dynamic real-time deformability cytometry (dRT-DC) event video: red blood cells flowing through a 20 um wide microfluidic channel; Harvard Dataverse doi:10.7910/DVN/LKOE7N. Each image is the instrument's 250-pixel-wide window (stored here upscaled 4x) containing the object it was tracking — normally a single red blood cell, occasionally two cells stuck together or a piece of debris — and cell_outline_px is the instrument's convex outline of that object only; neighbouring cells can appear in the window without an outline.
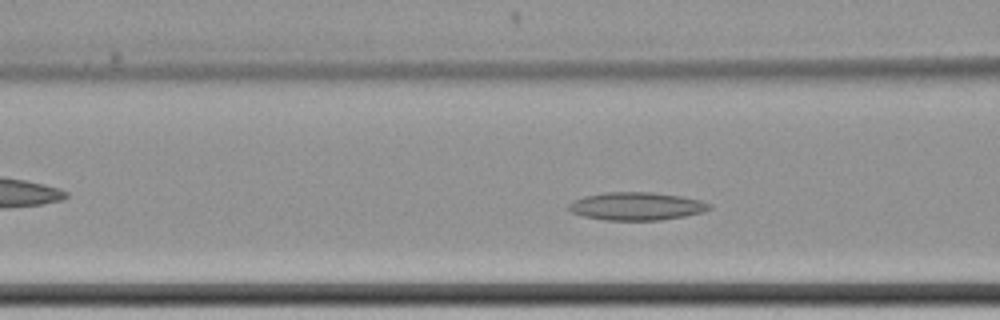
{"species": "common noctule bat (a hibernating species)", "species_latin": "Nyctalus noctula", "temperature_condition": "cold", "stored_images_in_passage": 43, "camera_frame_rate_fps": 3000, "um_per_image_px": 0.085, "animal": {"sex": "female", "body_mass_g": 22.7, "forearm_length_mm": 54.2}, "frame": {"image": 1, "passage_image": 16, "time_ms": 5.0, "image_size_px": [1000, 320], "cell_outline_px": [[712, 208], [704, 212], [684, 216], [660, 220], [604, 220], [584, 216], [572, 212], [568, 208], [568, 204], [572, 200], [584, 196], [604, 192], [652, 192], [680, 196], [700, 200], [712, 204]], "centroid_in_image_um": [54.11, 17.52], "position_along_channel_um": 112.5, "area_um2": 23.0}}
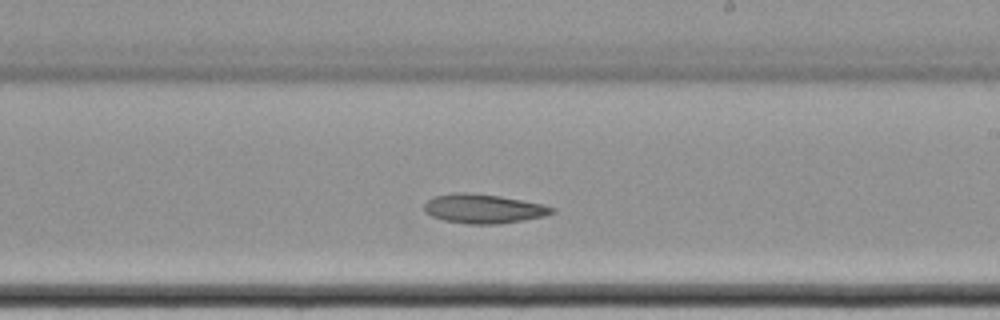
{"frame": {"image": 2, "passage_image": 28, "time_ms": 9.0, "image_size_px": [1000, 320], "cell_outline_px": [[556, 212], [544, 216], [524, 220], [500, 224], [468, 224], [444, 220], [432, 216], [424, 212], [424, 204], [428, 200], [436, 196], [456, 192], [464, 192], [500, 196], [544, 204], [556, 208]], "centroid_in_image_um": [41.13, 17.74], "position_along_channel_um": 247.9, "area_um2": 21.79}}
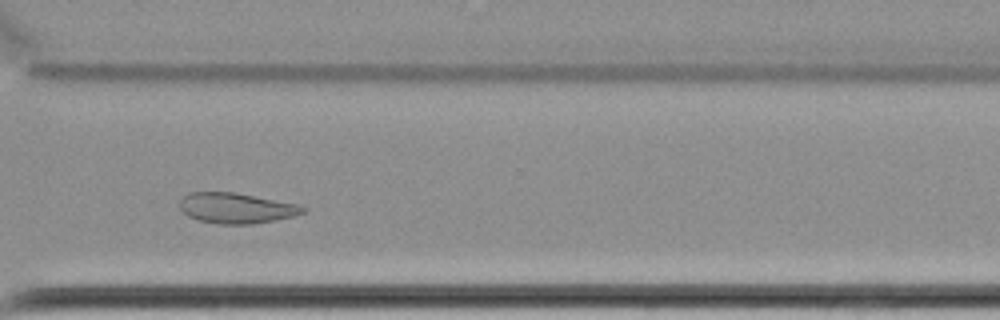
{"frame": {"image": 3, "passage_image": 37, "time_ms": 12.0, "image_size_px": [1000, 320], "cell_outline_px": [[304, 212], [296, 216], [276, 220], [252, 224], [216, 224], [200, 220], [188, 216], [180, 208], [180, 196], [188, 192], [232, 192], [296, 204], [304, 208]], "centroid_in_image_um": [20.03, 17.69], "position_along_channel_um": 350.6, "area_um2": 21.73}}